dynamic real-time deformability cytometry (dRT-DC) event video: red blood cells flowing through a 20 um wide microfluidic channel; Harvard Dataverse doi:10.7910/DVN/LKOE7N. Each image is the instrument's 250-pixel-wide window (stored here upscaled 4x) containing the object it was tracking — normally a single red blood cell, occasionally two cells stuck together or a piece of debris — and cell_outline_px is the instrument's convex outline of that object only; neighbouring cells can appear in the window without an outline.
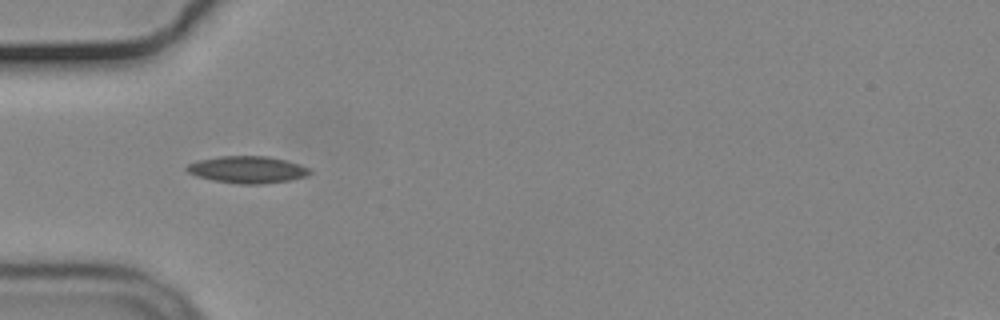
{"species": "common noctule bat (a hibernating species)", "species_latin": "Nyctalus noctula", "temperature_condition": "cold", "stored_images_in_passage": 6, "camera_frame_rate_fps": 3000, "um_per_image_px": 0.085, "animal": {"sex": "male", "body_mass_g": 19.2, "forearm_length_mm": 51.8}, "frame": {"image": 1, "passage_image": 3, "time_ms": 0.667, "image_size_px": [1000, 320], "cell_outline_px": [[312, 172], [308, 176], [288, 180], [264, 184], [240, 184], [212, 180], [196, 176], [188, 172], [184, 168], [188, 164], [196, 160], [220, 156], [268, 156], [300, 164], [308, 168]], "centroid_in_image_um": [21.01, 14.42], "position_along_channel_um": 64.0, "area_um2": 19.42}}